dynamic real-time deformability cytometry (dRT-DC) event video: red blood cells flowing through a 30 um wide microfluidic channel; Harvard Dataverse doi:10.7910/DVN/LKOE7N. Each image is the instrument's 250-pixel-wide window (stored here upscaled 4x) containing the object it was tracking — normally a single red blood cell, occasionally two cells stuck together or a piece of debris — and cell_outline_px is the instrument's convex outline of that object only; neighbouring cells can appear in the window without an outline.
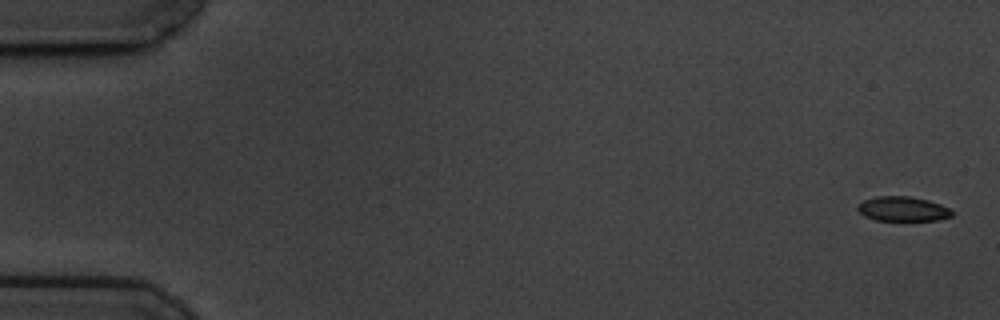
{"species": "common noctule bat (a hibernating species)", "species_latin": "Nyctalus noctula", "temperature_condition": "cold", "stored_images_in_passage": 6, "camera_frame_rate_fps": 3000, "um_per_image_px": 0.085, "animal": {"sex": "male", "body_mass_g": 19.5, "forearm_length_mm": 54.6}, "frame": {"image": 1, "passage_image": 1, "time_ms": 0.0, "image_size_px": [1000, 320], "cell_outline_px": [[956, 212], [952, 216], [940, 220], [876, 220], [864, 216], [856, 208], [864, 200], [876, 196], [908, 196], [928, 200], [940, 204]], "centroid_in_image_um": [76.77, 17.76], "position_along_channel_um": 8.2, "area_um2": 13.53}}